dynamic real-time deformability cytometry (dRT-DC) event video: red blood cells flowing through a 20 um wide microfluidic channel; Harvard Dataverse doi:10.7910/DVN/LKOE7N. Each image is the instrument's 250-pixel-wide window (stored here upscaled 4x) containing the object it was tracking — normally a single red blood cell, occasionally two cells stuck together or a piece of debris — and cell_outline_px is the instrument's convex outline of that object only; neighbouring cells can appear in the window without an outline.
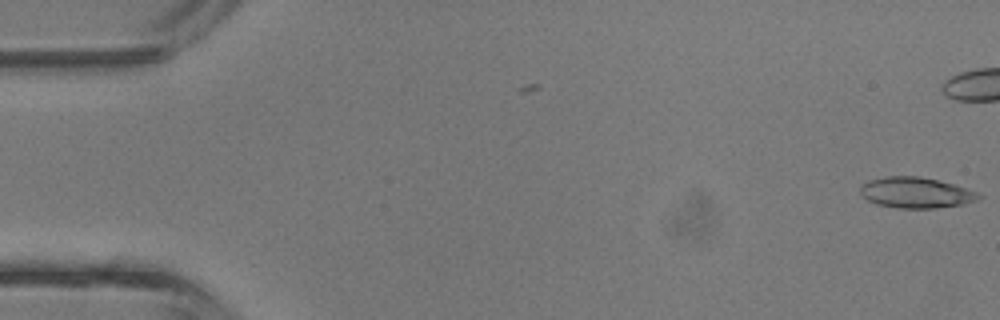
{"species": "common noctule bat (a hibernating species)", "species_latin": "Nyctalus noctula", "temperature_condition": "room temperature", "stored_images_in_passage": 3, "camera_frame_rate_fps": 3000, "um_per_image_px": 0.085, "animal": {"sex": "male", "body_mass_g": 13.3}, "frame": {"image": 1, "passage_image": 3, "time_ms": 0.667, "image_size_px": [1000, 320], "cell_outline_px": [[984, 196], [976, 200], [964, 204], [936, 208], [896, 208], [876, 204], [868, 200], [860, 192], [860, 188], [868, 180], [888, 176], [920, 176], [952, 184], [976, 192]], "centroid_in_image_um": [77.84, 16.38], "position_along_channel_um": 7.2, "area_um2": 21.04}}